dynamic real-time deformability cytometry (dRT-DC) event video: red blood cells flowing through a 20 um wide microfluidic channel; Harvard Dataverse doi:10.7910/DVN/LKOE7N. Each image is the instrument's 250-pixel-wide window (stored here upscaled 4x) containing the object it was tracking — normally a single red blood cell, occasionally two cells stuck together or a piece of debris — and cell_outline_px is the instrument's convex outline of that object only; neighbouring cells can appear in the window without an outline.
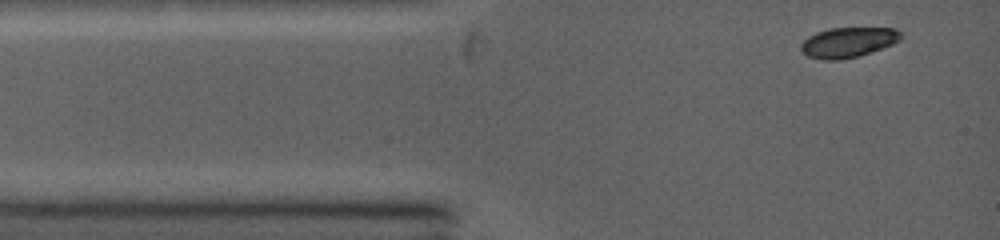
{"species": "common noctule bat (a hibernating species)", "species_latin": "Nyctalus noctula", "temperature_condition": "warm", "stored_images_in_passage": 7, "camera_frame_rate_fps": 5000, "um_per_image_px": 0.085, "animal": {"sex": "female", "body_mass_g": 19.0, "forearm_length_mm": 53.3}, "frame": {"image": 1, "passage_image": 1, "time_ms": 0.0, "image_size_px": [1000, 240], "cell_outline_px": [[904, 36], [900, 40], [892, 44], [860, 56], [840, 60], [824, 60], [808, 56], [800, 48], [800, 44], [808, 36], [816, 32], [828, 28], [896, 28]], "centroid_in_image_um": [72.09, 3.59], "position_along_channel_um": 12.9, "area_um2": 17.63}}
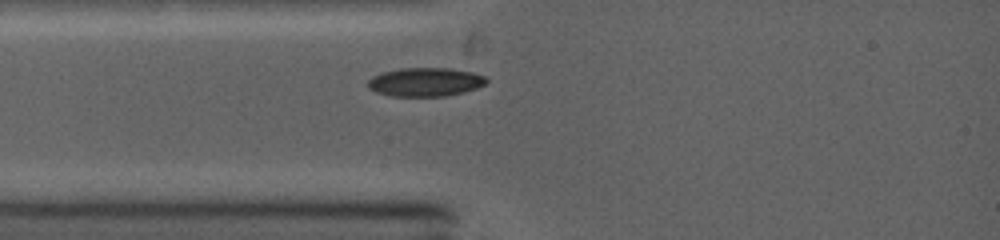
{"frame": {"image": 2, "passage_image": 5, "time_ms": 1.8, "image_size_px": [1000, 240], "cell_outline_px": [[488, 80], [484, 84], [476, 88], [464, 92], [444, 96], [392, 96], [376, 92], [368, 88], [368, 80], [372, 76], [380, 72], [400, 68], [452, 68], [472, 72], [484, 76]], "centroid_in_image_um": [36.12, 6.96], "position_along_channel_um": 48.9, "area_um2": 19.88}}